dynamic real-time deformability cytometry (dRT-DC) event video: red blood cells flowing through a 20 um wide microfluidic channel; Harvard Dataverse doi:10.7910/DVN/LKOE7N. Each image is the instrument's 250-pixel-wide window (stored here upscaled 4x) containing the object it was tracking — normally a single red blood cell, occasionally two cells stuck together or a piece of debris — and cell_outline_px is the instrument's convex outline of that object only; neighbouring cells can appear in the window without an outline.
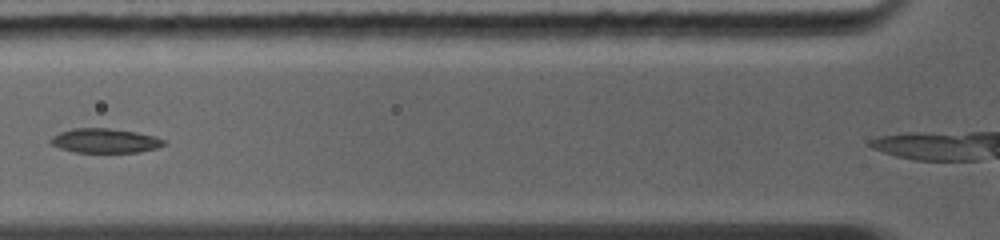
{"species": "common noctule bat (a hibernating species)", "species_latin": "Nyctalus noctula", "temperature_condition": "warm", "stored_images_in_passage": 5, "camera_frame_rate_fps": 5000, "um_per_image_px": 0.085, "animal": {"sex": "female", "body_mass_g": 19.0, "forearm_length_mm": 56.7}, "frame": {"image": 1, "passage_image": 4, "time_ms": 2.4, "image_size_px": [1000, 240], "cell_outline_px": [[168, 144], [156, 148], [136, 152], [76, 152], [60, 148], [48, 144], [48, 140], [52, 136], [60, 132], [72, 128], [108, 128], [136, 132], [156, 136], [164, 140]], "centroid_in_image_um": [8.89, 11.95], "position_along_channel_um": 116.9, "area_um2": 16.18}}